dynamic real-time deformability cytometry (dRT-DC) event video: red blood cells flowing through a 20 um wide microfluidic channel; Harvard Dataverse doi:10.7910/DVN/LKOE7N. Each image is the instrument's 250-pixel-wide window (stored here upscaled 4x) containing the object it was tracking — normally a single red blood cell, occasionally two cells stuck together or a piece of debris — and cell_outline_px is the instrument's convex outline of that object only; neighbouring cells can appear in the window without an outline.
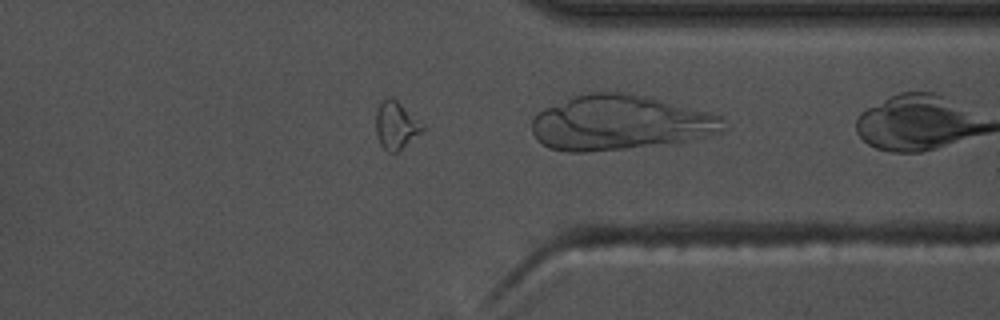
{"species": "common noctule bat (a hibernating species)", "species_latin": "Nyctalus noctula", "temperature_condition": "warm", "stored_images_in_passage": 39, "camera_frame_rate_fps": 3000, "um_per_image_px": 0.085, "animal": {"sex": "male", "body_mass_g": 17.5, "forearm_length_mm": 52.3}, "frame": {"image": 1, "passage_image": 38, "time_ms": 12.333, "image_size_px": [1000, 320], "cell_outline_px": [[424, 128], [420, 132], [396, 152], [388, 152], [380, 144], [376, 136], [376, 112], [380, 104], [388, 96], [392, 96], [420, 120], [424, 124]], "centroid_in_image_um": [33.64, 10.62], "position_along_channel_um": 377.8, "area_um2": 12.72}}